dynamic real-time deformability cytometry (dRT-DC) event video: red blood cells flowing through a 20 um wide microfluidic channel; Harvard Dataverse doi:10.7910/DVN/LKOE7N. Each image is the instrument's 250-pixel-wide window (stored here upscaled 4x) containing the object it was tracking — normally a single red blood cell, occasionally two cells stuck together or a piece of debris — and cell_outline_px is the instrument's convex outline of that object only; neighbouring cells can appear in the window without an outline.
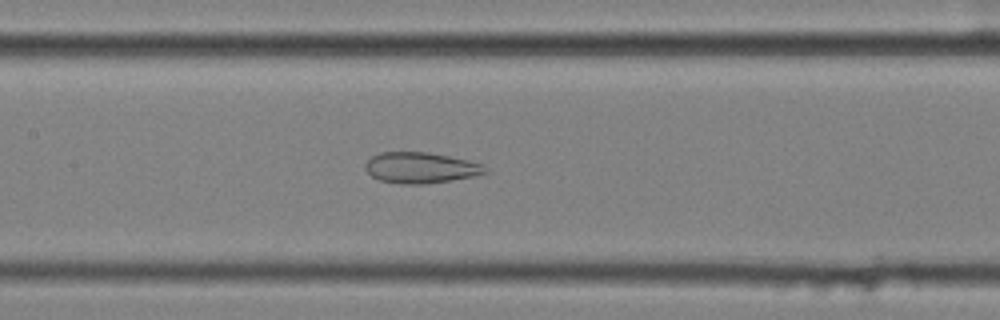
{"species": "common noctule bat (a hibernating species)", "species_latin": "Nyctalus noctula", "temperature_condition": "cold", "stored_images_in_passage": 58, "camera_frame_rate_fps": 3000, "um_per_image_px": 0.085, "animal": {"sex": "female", "body_mass_g": 25.1}, "frame": {"image": 1, "passage_image": 28, "time_ms": 9.0, "image_size_px": [1000, 320], "cell_outline_px": [[488, 172], [476, 176], [452, 180], [424, 184], [400, 184], [380, 180], [372, 176], [364, 168], [364, 164], [372, 156], [380, 152], [428, 152], [468, 160], [484, 164], [488, 168]], "centroid_in_image_um": [35.78, 14.26], "position_along_channel_um": 171.6, "area_um2": 21.73}}
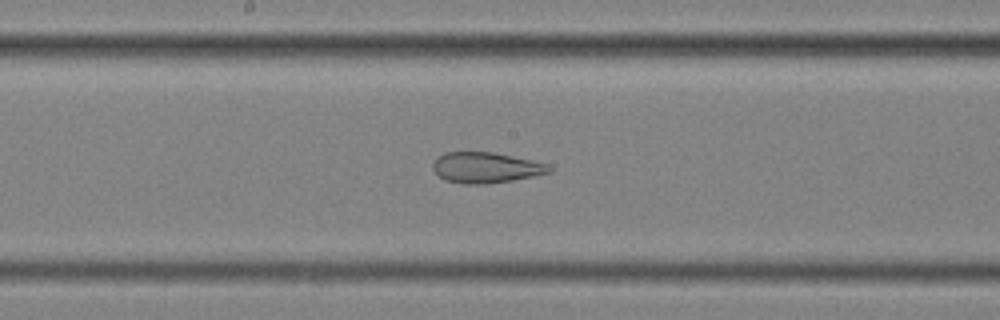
{"frame": {"image": 2, "passage_image": 31, "time_ms": 10.0, "image_size_px": [1000, 320], "cell_outline_px": [[552, 172], [512, 180], [484, 184], [464, 184], [444, 180], [432, 168], [432, 164], [444, 152], [492, 152], [512, 156], [548, 164], [552, 168]], "centroid_in_image_um": [41.29, 14.25], "position_along_channel_um": 206.9, "area_um2": 20.58}}
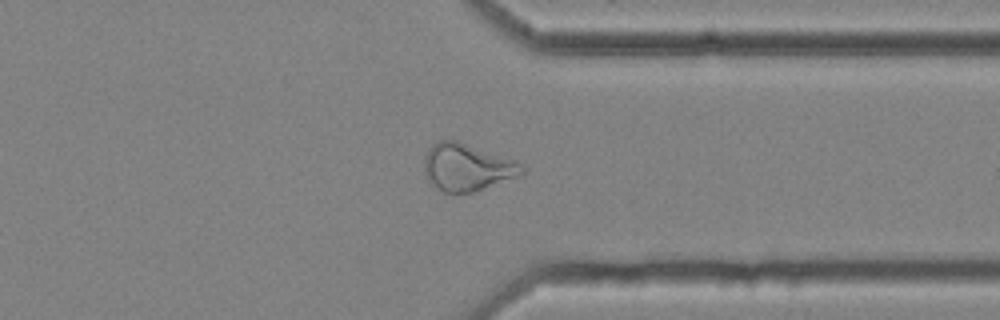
{"frame": {"image": 3, "passage_image": 45, "time_ms": 14.667, "image_size_px": [1000, 320], "cell_outline_px": [[524, 176], [472, 192], [444, 192], [432, 184], [424, 172], [424, 156], [428, 148], [436, 140], [456, 140], [516, 160], [524, 164]], "centroid_in_image_um": [39.74, 14.2], "position_along_channel_um": 371.7, "area_um2": 27.22}}